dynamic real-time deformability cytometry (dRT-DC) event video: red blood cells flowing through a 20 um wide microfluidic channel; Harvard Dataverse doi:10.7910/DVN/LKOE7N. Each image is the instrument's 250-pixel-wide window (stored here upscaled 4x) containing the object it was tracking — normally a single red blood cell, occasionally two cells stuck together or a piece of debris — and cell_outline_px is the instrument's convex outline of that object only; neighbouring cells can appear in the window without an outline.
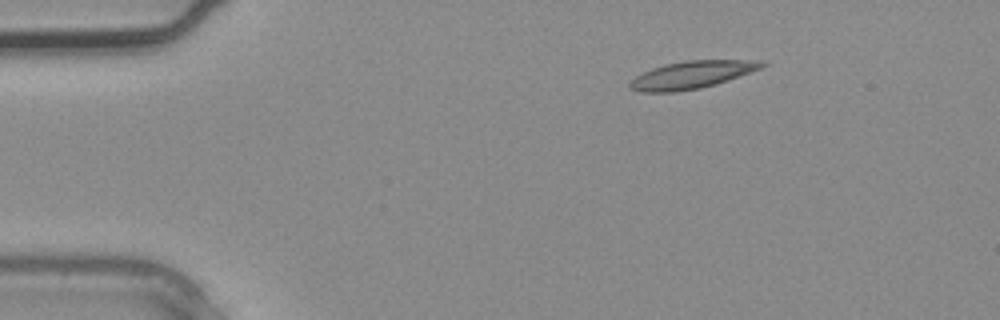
{"species": "common noctule bat (a hibernating species)", "species_latin": "Nyctalus noctula", "temperature_condition": "warm", "stored_images_in_passage": 2, "camera_frame_rate_fps": 3000, "um_per_image_px": 0.085, "animal": {"sex": "male", "body_mass_g": 20.4}, "frame": {"image": 1, "passage_image": 1, "time_ms": 0.0, "image_size_px": [1000, 320], "cell_outline_px": [[768, 64], [764, 68], [716, 84], [700, 88], [676, 92], [640, 92], [628, 88], [628, 84], [636, 76], [652, 68], [664, 64], [688, 60], [764, 60]], "centroid_in_image_um": [58.85, 6.35], "position_along_channel_um": 26.2, "area_um2": 21.39}}